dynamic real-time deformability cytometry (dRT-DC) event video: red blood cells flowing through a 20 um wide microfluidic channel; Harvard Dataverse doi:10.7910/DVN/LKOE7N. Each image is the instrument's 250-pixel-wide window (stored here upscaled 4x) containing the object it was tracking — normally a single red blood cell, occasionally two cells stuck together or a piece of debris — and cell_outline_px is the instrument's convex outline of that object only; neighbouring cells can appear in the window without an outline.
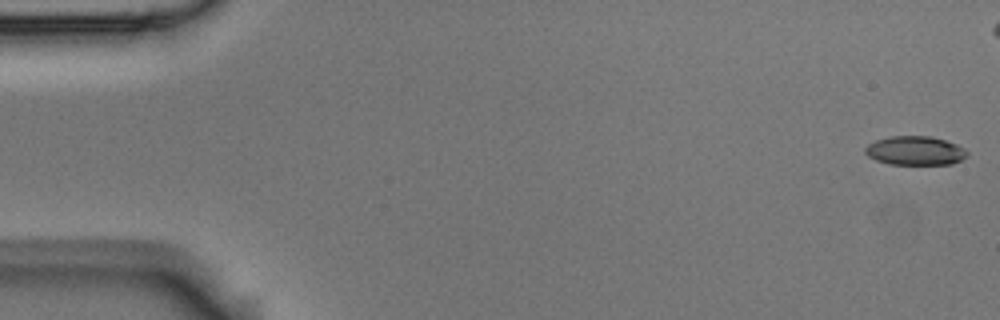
{"species": "Egyptian fruit bat (a non-hibernating species)", "species_latin": "Rousettus aegyptiacus", "temperature_condition": "room temperature", "stored_images_in_passage": 47, "camera_frame_rate_fps": 3000, "um_per_image_px": 0.085, "animal": {"sex": "male"}, "frame": {"image": 1, "passage_image": 1, "time_ms": 0.0, "image_size_px": [1000, 320], "cell_outline_px": [[968, 156], [952, 164], [888, 164], [876, 160], [868, 156], [864, 152], [864, 148], [868, 144], [876, 140], [892, 136], [932, 136], [956, 144], [964, 148], [968, 152]], "centroid_in_image_um": [77.78, 12.81], "position_along_channel_um": 7.2, "area_um2": 17.22}}
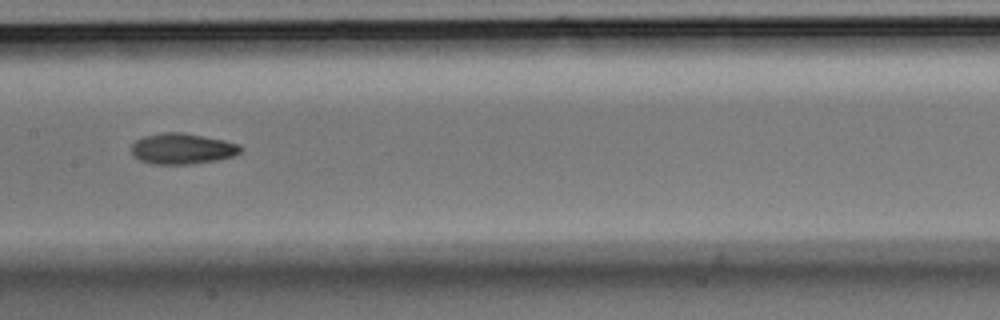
{"frame": {"image": 2, "passage_image": 27, "time_ms": 8.667, "image_size_px": [1000, 320], "cell_outline_px": [[240, 152], [236, 156], [216, 160], [192, 164], [152, 164], [140, 160], [132, 156], [132, 144], [136, 140], [144, 136], [160, 132], [180, 132], [204, 136], [224, 140], [240, 144]], "centroid_in_image_um": [15.48, 12.64], "position_along_channel_um": 191.9, "area_um2": 19.71}}
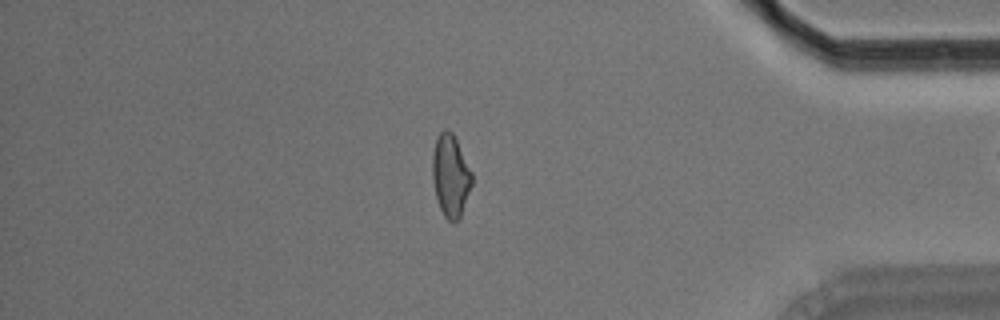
{"frame": {"image": 3, "passage_image": 46, "time_ms": 15.0, "image_size_px": [1000, 320], "cell_outline_px": [[472, 184], [460, 216], [452, 224], [444, 216], [440, 208], [436, 196], [432, 180], [432, 156], [436, 140], [440, 132], [444, 128], [448, 128], [452, 132], [472, 172]], "centroid_in_image_um": [38.28, 14.92], "position_along_channel_um": 396.9, "area_um2": 18.79}}